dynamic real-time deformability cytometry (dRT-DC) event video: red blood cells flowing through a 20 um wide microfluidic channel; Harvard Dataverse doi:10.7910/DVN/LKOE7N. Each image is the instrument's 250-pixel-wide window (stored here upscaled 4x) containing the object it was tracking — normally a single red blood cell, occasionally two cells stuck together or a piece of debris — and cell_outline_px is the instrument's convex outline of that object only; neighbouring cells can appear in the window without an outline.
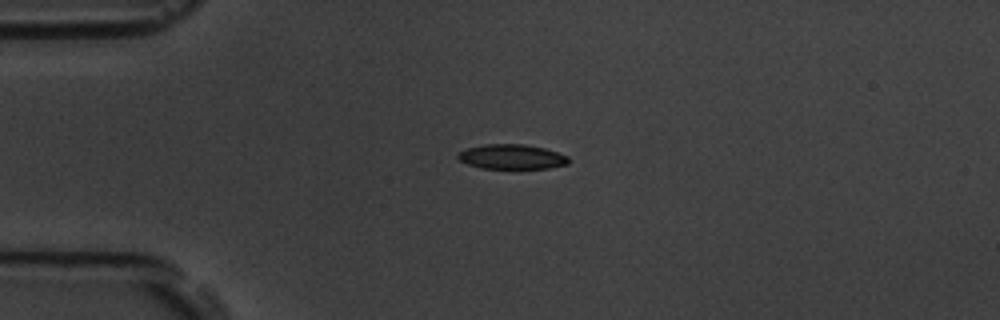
{"species": "common noctule bat (a hibernating species)", "species_latin": "Nyctalus noctula", "temperature_condition": "room temperature", "stored_images_in_passage": 2, "camera_frame_rate_fps": 3000, "um_per_image_px": 0.085, "animal": {"sex": "male", "body_mass_g": 19.5, "forearm_length_mm": 54.6}, "frame": {"image": 1, "passage_image": 1, "time_ms": 0.0, "image_size_px": [1000, 320], "cell_outline_px": [[568, 164], [548, 168], [480, 168], [468, 164], [460, 160], [456, 156], [460, 152], [468, 148], [484, 144], [524, 144], [544, 148], [568, 156]], "centroid_in_image_um": [43.5, 13.32], "position_along_channel_um": 41.5, "area_um2": 15.78}}